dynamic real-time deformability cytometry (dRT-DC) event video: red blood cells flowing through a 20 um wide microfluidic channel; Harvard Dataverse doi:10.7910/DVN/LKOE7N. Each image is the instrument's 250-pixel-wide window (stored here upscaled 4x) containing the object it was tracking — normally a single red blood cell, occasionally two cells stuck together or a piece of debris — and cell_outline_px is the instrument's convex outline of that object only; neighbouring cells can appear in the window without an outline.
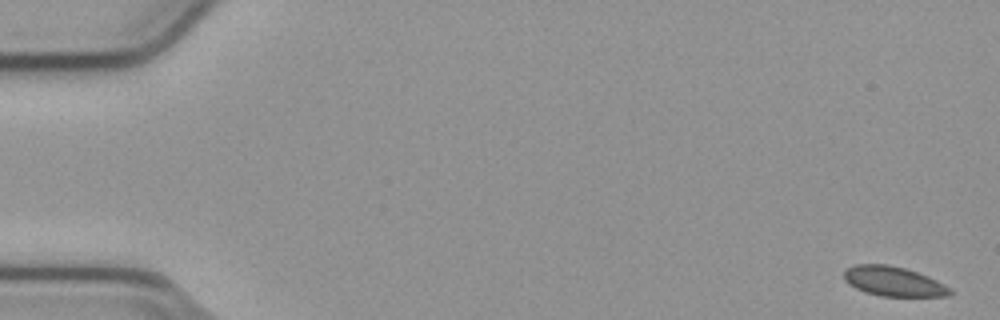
{"species": "common noctule bat (a hibernating species)", "species_latin": "Nyctalus noctula", "temperature_condition": "cold", "stored_images_in_passage": 14, "camera_frame_rate_fps": 3000, "um_per_image_px": 0.085, "animal": {"sex": "male", "body_mass_g": 23.1, "forearm_length_mm": 52.7}, "frame": {"image": 1, "passage_image": 1, "time_ms": 0.0, "image_size_px": [1000, 320], "cell_outline_px": [[956, 292], [948, 296], [880, 296], [864, 292], [848, 284], [844, 280], [844, 272], [848, 268], [856, 264], [888, 264], [904, 268], [928, 276], [952, 288]], "centroid_in_image_um": [75.97, 23.92], "position_along_channel_um": 9.0, "area_um2": 18.44}}